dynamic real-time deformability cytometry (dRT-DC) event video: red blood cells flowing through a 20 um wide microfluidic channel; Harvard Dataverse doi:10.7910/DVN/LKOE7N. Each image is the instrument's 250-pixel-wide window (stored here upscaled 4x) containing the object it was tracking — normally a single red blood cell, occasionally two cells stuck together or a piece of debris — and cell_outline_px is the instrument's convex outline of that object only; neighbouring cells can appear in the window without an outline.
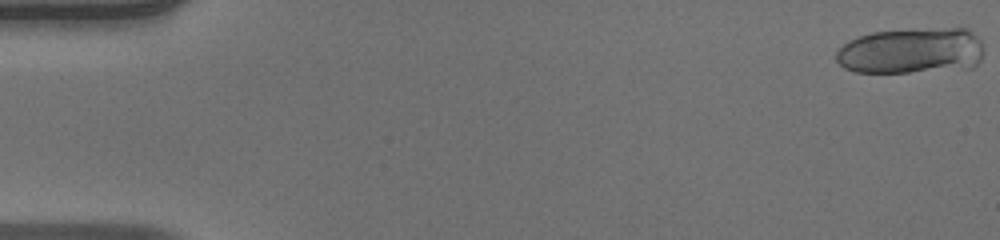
{"species": "human", "species_latin": "Homo sapiens", "temperature_condition": "warm", "stored_images_in_passage": 52, "camera_frame_rate_fps": 3000, "um_per_image_px": 0.085, "donor": {"sex": "male"}, "frame": {"image": 1, "passage_image": 1, "time_ms": 0.0, "image_size_px": [1000, 240], "cell_outline_px": [[984, 52], [980, 60], [972, 68], [908, 72], [856, 72], [844, 68], [836, 60], [836, 52], [848, 40], [872, 32], [948, 28], [964, 28], [976, 36], [980, 40], [984, 48]], "centroid_in_image_um": [77.48, 4.34], "position_along_channel_um": 7.5, "area_um2": 39.42}}
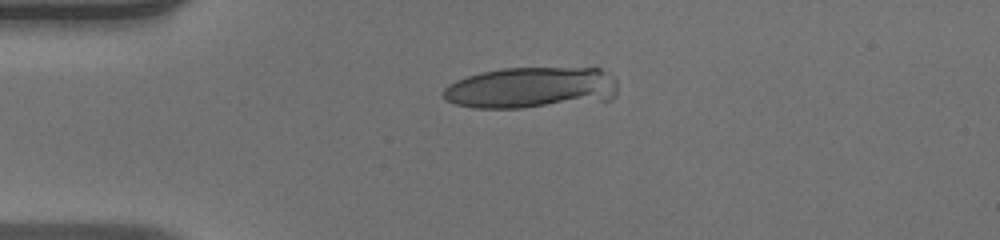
{"frame": {"image": 2, "passage_image": 13, "time_ms": 4.0, "image_size_px": [1000, 240], "cell_outline_px": [[616, 96], [612, 100], [520, 108], [472, 108], [456, 104], [444, 100], [440, 96], [440, 92], [448, 84], [456, 80], [480, 72], [504, 68], [600, 68], [616, 76]], "centroid_in_image_um": [45.15, 7.46], "position_along_channel_um": 39.9, "area_um2": 42.71}}